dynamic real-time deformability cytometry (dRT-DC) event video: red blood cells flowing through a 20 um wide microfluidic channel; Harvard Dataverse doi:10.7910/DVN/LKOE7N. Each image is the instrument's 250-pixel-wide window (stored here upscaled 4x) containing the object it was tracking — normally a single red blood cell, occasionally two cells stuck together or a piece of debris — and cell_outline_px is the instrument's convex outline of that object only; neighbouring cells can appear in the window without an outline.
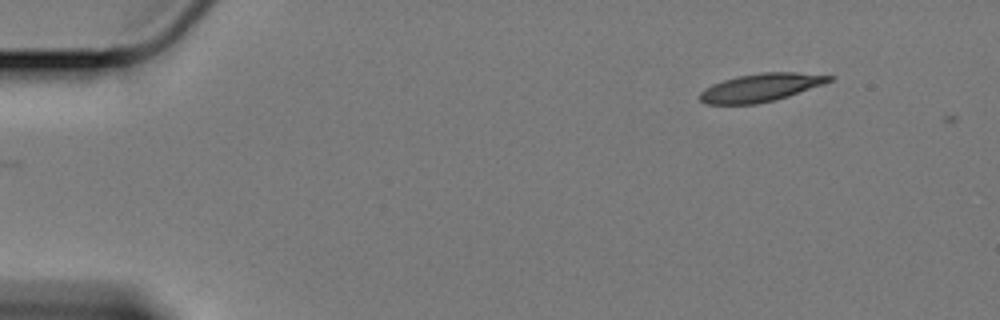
{"species": "Egyptian fruit bat (a non-hibernating species)", "species_latin": "Rousettus aegyptiacus", "temperature_condition": "cold", "stored_images_in_passage": 2, "camera_frame_rate_fps": 3000, "um_per_image_px": 0.085, "animal": {"sex": "female"}, "frame": {"image": 1, "passage_image": 1, "time_ms": 0.0, "image_size_px": [1000, 320], "cell_outline_px": [[836, 76], [832, 80], [824, 84], [788, 96], [756, 104], [704, 104], [696, 96], [704, 88], [712, 84], [736, 76], [760, 72], [796, 72]], "centroid_in_image_um": [64.63, 7.43], "position_along_channel_um": 20.4, "area_um2": 21.27}}